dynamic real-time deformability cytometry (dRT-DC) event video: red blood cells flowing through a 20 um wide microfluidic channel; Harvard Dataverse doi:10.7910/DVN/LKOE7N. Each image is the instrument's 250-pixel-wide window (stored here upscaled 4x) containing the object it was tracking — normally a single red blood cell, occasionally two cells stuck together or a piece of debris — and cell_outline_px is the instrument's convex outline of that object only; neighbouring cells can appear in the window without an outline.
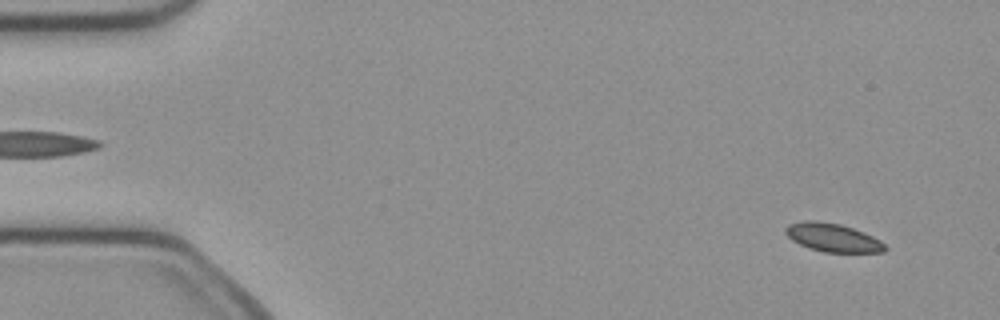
{"species": "common noctule bat (a hibernating species)", "species_latin": "Nyctalus noctula", "temperature_condition": "cold", "stored_images_in_passage": 51, "camera_frame_rate_fps": 3000, "um_per_image_px": 0.085, "animal": {"sex": "female", "body_mass_g": 21.9}, "frame": {"image": 1, "passage_image": 3, "time_ms": 0.667, "image_size_px": [1000, 320], "cell_outline_px": [[888, 248], [884, 252], [824, 252], [808, 248], [792, 240], [784, 232], [784, 228], [788, 224], [804, 220], [816, 220], [840, 224], [864, 232], [880, 240]], "centroid_in_image_um": [70.76, 20.19], "position_along_channel_um": 14.2, "area_um2": 16.53}}
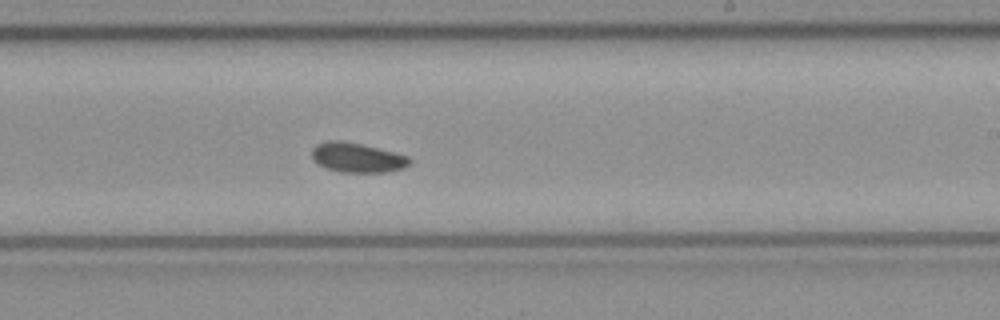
{"frame": {"image": 2, "passage_image": 30, "time_ms": 9.667, "image_size_px": [1000, 320], "cell_outline_px": [[412, 164], [404, 168], [388, 172], [340, 172], [324, 168], [312, 160], [312, 148], [316, 144], [328, 140], [340, 140], [364, 144], [408, 156], [412, 160]], "centroid_in_image_um": [30.36, 13.39], "position_along_channel_um": 258.6, "area_um2": 17.22}}
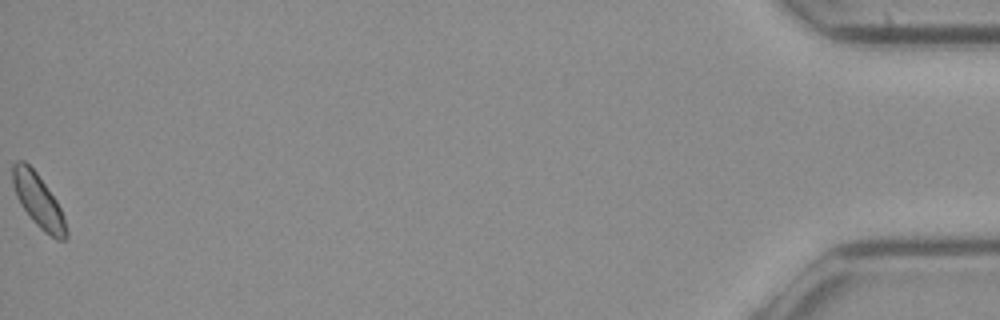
{"frame": {"image": 3, "passage_image": 51, "time_ms": 16.667, "image_size_px": [1000, 320], "cell_outline_px": [[68, 236], [64, 240], [56, 240], [44, 232], [32, 220], [20, 204], [16, 196], [12, 184], [12, 164], [16, 160], [24, 160], [36, 172], [56, 200], [64, 216], [68, 232]], "centroid_in_image_um": [3.25, 17.07], "position_along_channel_um": 432.0, "area_um2": 16.76}}